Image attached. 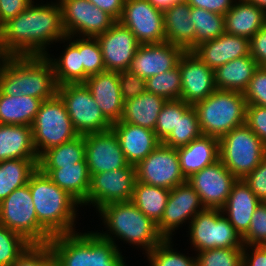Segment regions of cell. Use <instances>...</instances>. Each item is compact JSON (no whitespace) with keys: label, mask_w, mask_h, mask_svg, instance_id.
Segmentation results:
<instances>
[{"label":"cell","mask_w":266,"mask_h":266,"mask_svg":"<svg viewBox=\"0 0 266 266\" xmlns=\"http://www.w3.org/2000/svg\"><path fill=\"white\" fill-rule=\"evenodd\" d=\"M85 160V140L79 135L71 141L52 147L39 157V169H59L62 166H73Z\"/></svg>","instance_id":"37"},{"label":"cell","mask_w":266,"mask_h":266,"mask_svg":"<svg viewBox=\"0 0 266 266\" xmlns=\"http://www.w3.org/2000/svg\"><path fill=\"white\" fill-rule=\"evenodd\" d=\"M154 7L164 11L182 0H148Z\"/></svg>","instance_id":"57"},{"label":"cell","mask_w":266,"mask_h":266,"mask_svg":"<svg viewBox=\"0 0 266 266\" xmlns=\"http://www.w3.org/2000/svg\"><path fill=\"white\" fill-rule=\"evenodd\" d=\"M237 178L219 159L191 175L187 182L199 194L205 209H222Z\"/></svg>","instance_id":"17"},{"label":"cell","mask_w":266,"mask_h":266,"mask_svg":"<svg viewBox=\"0 0 266 266\" xmlns=\"http://www.w3.org/2000/svg\"><path fill=\"white\" fill-rule=\"evenodd\" d=\"M32 132L38 157L48 149L79 136L64 102L57 94L51 99L42 101L32 124Z\"/></svg>","instance_id":"8"},{"label":"cell","mask_w":266,"mask_h":266,"mask_svg":"<svg viewBox=\"0 0 266 266\" xmlns=\"http://www.w3.org/2000/svg\"><path fill=\"white\" fill-rule=\"evenodd\" d=\"M135 173L137 181L169 190L187 182L181 171L177 149L162 142L135 166Z\"/></svg>","instance_id":"12"},{"label":"cell","mask_w":266,"mask_h":266,"mask_svg":"<svg viewBox=\"0 0 266 266\" xmlns=\"http://www.w3.org/2000/svg\"><path fill=\"white\" fill-rule=\"evenodd\" d=\"M185 50L170 42L140 44L128 70L148 79L178 66Z\"/></svg>","instance_id":"21"},{"label":"cell","mask_w":266,"mask_h":266,"mask_svg":"<svg viewBox=\"0 0 266 266\" xmlns=\"http://www.w3.org/2000/svg\"><path fill=\"white\" fill-rule=\"evenodd\" d=\"M111 129L130 165L136 166L161 143L153 130L131 123L118 121L112 124Z\"/></svg>","instance_id":"24"},{"label":"cell","mask_w":266,"mask_h":266,"mask_svg":"<svg viewBox=\"0 0 266 266\" xmlns=\"http://www.w3.org/2000/svg\"><path fill=\"white\" fill-rule=\"evenodd\" d=\"M81 52L84 66V82L94 74L105 72L103 56L96 37L67 36Z\"/></svg>","instance_id":"40"},{"label":"cell","mask_w":266,"mask_h":266,"mask_svg":"<svg viewBox=\"0 0 266 266\" xmlns=\"http://www.w3.org/2000/svg\"><path fill=\"white\" fill-rule=\"evenodd\" d=\"M106 71L121 72L129 69L139 47L135 35L119 21L105 33L96 36Z\"/></svg>","instance_id":"19"},{"label":"cell","mask_w":266,"mask_h":266,"mask_svg":"<svg viewBox=\"0 0 266 266\" xmlns=\"http://www.w3.org/2000/svg\"><path fill=\"white\" fill-rule=\"evenodd\" d=\"M37 1L33 0L24 11L0 26L4 56L47 55L53 47L50 45L67 37L60 3Z\"/></svg>","instance_id":"1"},{"label":"cell","mask_w":266,"mask_h":266,"mask_svg":"<svg viewBox=\"0 0 266 266\" xmlns=\"http://www.w3.org/2000/svg\"><path fill=\"white\" fill-rule=\"evenodd\" d=\"M3 58H4V55L2 54L1 49H0V63H1Z\"/></svg>","instance_id":"59"},{"label":"cell","mask_w":266,"mask_h":266,"mask_svg":"<svg viewBox=\"0 0 266 266\" xmlns=\"http://www.w3.org/2000/svg\"><path fill=\"white\" fill-rule=\"evenodd\" d=\"M146 91L168 100H179L181 71L179 66L146 79Z\"/></svg>","instance_id":"42"},{"label":"cell","mask_w":266,"mask_h":266,"mask_svg":"<svg viewBox=\"0 0 266 266\" xmlns=\"http://www.w3.org/2000/svg\"><path fill=\"white\" fill-rule=\"evenodd\" d=\"M190 19L195 27L194 47L225 33V16L222 14L191 7Z\"/></svg>","instance_id":"38"},{"label":"cell","mask_w":266,"mask_h":266,"mask_svg":"<svg viewBox=\"0 0 266 266\" xmlns=\"http://www.w3.org/2000/svg\"><path fill=\"white\" fill-rule=\"evenodd\" d=\"M48 245L59 266H128L122 251L96 231L56 235Z\"/></svg>","instance_id":"5"},{"label":"cell","mask_w":266,"mask_h":266,"mask_svg":"<svg viewBox=\"0 0 266 266\" xmlns=\"http://www.w3.org/2000/svg\"><path fill=\"white\" fill-rule=\"evenodd\" d=\"M243 266H266V246H243Z\"/></svg>","instance_id":"55"},{"label":"cell","mask_w":266,"mask_h":266,"mask_svg":"<svg viewBox=\"0 0 266 266\" xmlns=\"http://www.w3.org/2000/svg\"><path fill=\"white\" fill-rule=\"evenodd\" d=\"M251 4H255L257 7L263 9L266 12V0H246Z\"/></svg>","instance_id":"58"},{"label":"cell","mask_w":266,"mask_h":266,"mask_svg":"<svg viewBox=\"0 0 266 266\" xmlns=\"http://www.w3.org/2000/svg\"><path fill=\"white\" fill-rule=\"evenodd\" d=\"M204 209L199 194L188 182L177 185L170 190L161 221L157 224L159 233L164 239H174L175 230L184 224L189 225L193 217Z\"/></svg>","instance_id":"16"},{"label":"cell","mask_w":266,"mask_h":266,"mask_svg":"<svg viewBox=\"0 0 266 266\" xmlns=\"http://www.w3.org/2000/svg\"><path fill=\"white\" fill-rule=\"evenodd\" d=\"M201 135L197 111L192 105L183 115H178L176 127L162 143L177 149L188 145Z\"/></svg>","instance_id":"39"},{"label":"cell","mask_w":266,"mask_h":266,"mask_svg":"<svg viewBox=\"0 0 266 266\" xmlns=\"http://www.w3.org/2000/svg\"><path fill=\"white\" fill-rule=\"evenodd\" d=\"M193 107L197 111L202 135L220 139L246 123L247 102L241 92L216 89Z\"/></svg>","instance_id":"6"},{"label":"cell","mask_w":266,"mask_h":266,"mask_svg":"<svg viewBox=\"0 0 266 266\" xmlns=\"http://www.w3.org/2000/svg\"><path fill=\"white\" fill-rule=\"evenodd\" d=\"M190 248L195 253L213 248H243L241 235L220 209H204L188 225ZM189 235V236H188Z\"/></svg>","instance_id":"10"},{"label":"cell","mask_w":266,"mask_h":266,"mask_svg":"<svg viewBox=\"0 0 266 266\" xmlns=\"http://www.w3.org/2000/svg\"><path fill=\"white\" fill-rule=\"evenodd\" d=\"M191 106L180 99L166 101L158 115L154 130L160 142H163L176 127L178 115H183Z\"/></svg>","instance_id":"44"},{"label":"cell","mask_w":266,"mask_h":266,"mask_svg":"<svg viewBox=\"0 0 266 266\" xmlns=\"http://www.w3.org/2000/svg\"><path fill=\"white\" fill-rule=\"evenodd\" d=\"M191 7L225 15L234 5L235 0H186Z\"/></svg>","instance_id":"54"},{"label":"cell","mask_w":266,"mask_h":266,"mask_svg":"<svg viewBox=\"0 0 266 266\" xmlns=\"http://www.w3.org/2000/svg\"><path fill=\"white\" fill-rule=\"evenodd\" d=\"M10 266H59L48 244H32Z\"/></svg>","instance_id":"46"},{"label":"cell","mask_w":266,"mask_h":266,"mask_svg":"<svg viewBox=\"0 0 266 266\" xmlns=\"http://www.w3.org/2000/svg\"><path fill=\"white\" fill-rule=\"evenodd\" d=\"M191 6L186 0L175 3L163 11L166 42L185 51L194 48L195 27L190 19Z\"/></svg>","instance_id":"27"},{"label":"cell","mask_w":266,"mask_h":266,"mask_svg":"<svg viewBox=\"0 0 266 266\" xmlns=\"http://www.w3.org/2000/svg\"><path fill=\"white\" fill-rule=\"evenodd\" d=\"M75 130L79 135L105 132L112 123L103 115L85 83H69L57 87Z\"/></svg>","instance_id":"11"},{"label":"cell","mask_w":266,"mask_h":266,"mask_svg":"<svg viewBox=\"0 0 266 266\" xmlns=\"http://www.w3.org/2000/svg\"><path fill=\"white\" fill-rule=\"evenodd\" d=\"M243 180L261 202H266V155L260 164Z\"/></svg>","instance_id":"51"},{"label":"cell","mask_w":266,"mask_h":266,"mask_svg":"<svg viewBox=\"0 0 266 266\" xmlns=\"http://www.w3.org/2000/svg\"><path fill=\"white\" fill-rule=\"evenodd\" d=\"M170 190L136 180L131 202L156 224L161 221Z\"/></svg>","instance_id":"36"},{"label":"cell","mask_w":266,"mask_h":266,"mask_svg":"<svg viewBox=\"0 0 266 266\" xmlns=\"http://www.w3.org/2000/svg\"><path fill=\"white\" fill-rule=\"evenodd\" d=\"M136 182L135 166L105 171L91 176L89 193L81 204L96 209L107 203L131 201Z\"/></svg>","instance_id":"14"},{"label":"cell","mask_w":266,"mask_h":266,"mask_svg":"<svg viewBox=\"0 0 266 266\" xmlns=\"http://www.w3.org/2000/svg\"><path fill=\"white\" fill-rule=\"evenodd\" d=\"M257 68L251 55L231 60L214 70L215 86L218 90L244 93Z\"/></svg>","instance_id":"30"},{"label":"cell","mask_w":266,"mask_h":266,"mask_svg":"<svg viewBox=\"0 0 266 266\" xmlns=\"http://www.w3.org/2000/svg\"><path fill=\"white\" fill-rule=\"evenodd\" d=\"M0 224L31 244H48L53 237L39 222L29 185L15 189L0 202Z\"/></svg>","instance_id":"9"},{"label":"cell","mask_w":266,"mask_h":266,"mask_svg":"<svg viewBox=\"0 0 266 266\" xmlns=\"http://www.w3.org/2000/svg\"><path fill=\"white\" fill-rule=\"evenodd\" d=\"M39 159H10L0 162V202L15 189L28 184Z\"/></svg>","instance_id":"35"},{"label":"cell","mask_w":266,"mask_h":266,"mask_svg":"<svg viewBox=\"0 0 266 266\" xmlns=\"http://www.w3.org/2000/svg\"><path fill=\"white\" fill-rule=\"evenodd\" d=\"M33 0H0V26L24 11Z\"/></svg>","instance_id":"53"},{"label":"cell","mask_w":266,"mask_h":266,"mask_svg":"<svg viewBox=\"0 0 266 266\" xmlns=\"http://www.w3.org/2000/svg\"><path fill=\"white\" fill-rule=\"evenodd\" d=\"M103 115L113 124L120 121L124 102L119 86V72L105 71L89 76L84 82Z\"/></svg>","instance_id":"23"},{"label":"cell","mask_w":266,"mask_h":266,"mask_svg":"<svg viewBox=\"0 0 266 266\" xmlns=\"http://www.w3.org/2000/svg\"><path fill=\"white\" fill-rule=\"evenodd\" d=\"M247 105L266 107V67H258L244 91Z\"/></svg>","instance_id":"48"},{"label":"cell","mask_w":266,"mask_h":266,"mask_svg":"<svg viewBox=\"0 0 266 266\" xmlns=\"http://www.w3.org/2000/svg\"><path fill=\"white\" fill-rule=\"evenodd\" d=\"M10 159H39L32 126L0 124V162Z\"/></svg>","instance_id":"29"},{"label":"cell","mask_w":266,"mask_h":266,"mask_svg":"<svg viewBox=\"0 0 266 266\" xmlns=\"http://www.w3.org/2000/svg\"><path fill=\"white\" fill-rule=\"evenodd\" d=\"M59 42L60 44L64 43V51L62 50L57 58L50 53L46 55L52 63L57 86L69 83H84V66L81 52L67 37Z\"/></svg>","instance_id":"33"},{"label":"cell","mask_w":266,"mask_h":266,"mask_svg":"<svg viewBox=\"0 0 266 266\" xmlns=\"http://www.w3.org/2000/svg\"><path fill=\"white\" fill-rule=\"evenodd\" d=\"M118 21L135 35L139 44L166 41L163 11L148 0H125Z\"/></svg>","instance_id":"15"},{"label":"cell","mask_w":266,"mask_h":266,"mask_svg":"<svg viewBox=\"0 0 266 266\" xmlns=\"http://www.w3.org/2000/svg\"><path fill=\"white\" fill-rule=\"evenodd\" d=\"M174 247L173 238L164 239L145 256L149 266H196L195 256H187Z\"/></svg>","instance_id":"41"},{"label":"cell","mask_w":266,"mask_h":266,"mask_svg":"<svg viewBox=\"0 0 266 266\" xmlns=\"http://www.w3.org/2000/svg\"><path fill=\"white\" fill-rule=\"evenodd\" d=\"M28 185L38 222L52 236L77 232L75 225L81 204L75 198L59 188L39 168Z\"/></svg>","instance_id":"4"},{"label":"cell","mask_w":266,"mask_h":266,"mask_svg":"<svg viewBox=\"0 0 266 266\" xmlns=\"http://www.w3.org/2000/svg\"><path fill=\"white\" fill-rule=\"evenodd\" d=\"M250 55L258 67H266V24L250 38Z\"/></svg>","instance_id":"52"},{"label":"cell","mask_w":266,"mask_h":266,"mask_svg":"<svg viewBox=\"0 0 266 266\" xmlns=\"http://www.w3.org/2000/svg\"><path fill=\"white\" fill-rule=\"evenodd\" d=\"M266 146V107L247 105L245 123Z\"/></svg>","instance_id":"50"},{"label":"cell","mask_w":266,"mask_h":266,"mask_svg":"<svg viewBox=\"0 0 266 266\" xmlns=\"http://www.w3.org/2000/svg\"><path fill=\"white\" fill-rule=\"evenodd\" d=\"M106 231L96 232L114 243L118 241L143 250L144 256L164 240L157 224L141 212L131 201L107 203L97 210ZM117 238V239H116ZM118 240V241H117ZM117 241V242H116Z\"/></svg>","instance_id":"2"},{"label":"cell","mask_w":266,"mask_h":266,"mask_svg":"<svg viewBox=\"0 0 266 266\" xmlns=\"http://www.w3.org/2000/svg\"><path fill=\"white\" fill-rule=\"evenodd\" d=\"M42 99L22 95H5L0 92V124L32 126Z\"/></svg>","instance_id":"34"},{"label":"cell","mask_w":266,"mask_h":266,"mask_svg":"<svg viewBox=\"0 0 266 266\" xmlns=\"http://www.w3.org/2000/svg\"><path fill=\"white\" fill-rule=\"evenodd\" d=\"M196 266H243V248H213L195 255Z\"/></svg>","instance_id":"45"},{"label":"cell","mask_w":266,"mask_h":266,"mask_svg":"<svg viewBox=\"0 0 266 266\" xmlns=\"http://www.w3.org/2000/svg\"><path fill=\"white\" fill-rule=\"evenodd\" d=\"M166 99L145 91L138 97L124 102L121 122L155 130L156 122Z\"/></svg>","instance_id":"32"},{"label":"cell","mask_w":266,"mask_h":266,"mask_svg":"<svg viewBox=\"0 0 266 266\" xmlns=\"http://www.w3.org/2000/svg\"><path fill=\"white\" fill-rule=\"evenodd\" d=\"M119 86L122 100L126 102L146 91V80L127 69L119 72Z\"/></svg>","instance_id":"49"},{"label":"cell","mask_w":266,"mask_h":266,"mask_svg":"<svg viewBox=\"0 0 266 266\" xmlns=\"http://www.w3.org/2000/svg\"><path fill=\"white\" fill-rule=\"evenodd\" d=\"M181 171L186 179L219 160V139L201 135L188 145L177 148Z\"/></svg>","instance_id":"26"},{"label":"cell","mask_w":266,"mask_h":266,"mask_svg":"<svg viewBox=\"0 0 266 266\" xmlns=\"http://www.w3.org/2000/svg\"><path fill=\"white\" fill-rule=\"evenodd\" d=\"M84 140L85 160L90 176L129 165L118 137L112 129L84 135Z\"/></svg>","instance_id":"18"},{"label":"cell","mask_w":266,"mask_h":266,"mask_svg":"<svg viewBox=\"0 0 266 266\" xmlns=\"http://www.w3.org/2000/svg\"><path fill=\"white\" fill-rule=\"evenodd\" d=\"M219 159L237 178L250 174L266 155L263 141L246 125L238 126L219 139Z\"/></svg>","instance_id":"7"},{"label":"cell","mask_w":266,"mask_h":266,"mask_svg":"<svg viewBox=\"0 0 266 266\" xmlns=\"http://www.w3.org/2000/svg\"><path fill=\"white\" fill-rule=\"evenodd\" d=\"M191 51L215 70L231 60L250 55V39L223 33L213 40L198 44Z\"/></svg>","instance_id":"22"},{"label":"cell","mask_w":266,"mask_h":266,"mask_svg":"<svg viewBox=\"0 0 266 266\" xmlns=\"http://www.w3.org/2000/svg\"><path fill=\"white\" fill-rule=\"evenodd\" d=\"M178 66L181 71L180 100L194 105L217 89L214 70L202 62L192 51L184 52Z\"/></svg>","instance_id":"20"},{"label":"cell","mask_w":266,"mask_h":266,"mask_svg":"<svg viewBox=\"0 0 266 266\" xmlns=\"http://www.w3.org/2000/svg\"><path fill=\"white\" fill-rule=\"evenodd\" d=\"M40 170L80 204L86 200L91 183V176L86 162H77L73 166H62L59 169Z\"/></svg>","instance_id":"31"},{"label":"cell","mask_w":266,"mask_h":266,"mask_svg":"<svg viewBox=\"0 0 266 266\" xmlns=\"http://www.w3.org/2000/svg\"><path fill=\"white\" fill-rule=\"evenodd\" d=\"M51 61L46 55L4 56L0 63V92L42 100L57 94Z\"/></svg>","instance_id":"3"},{"label":"cell","mask_w":266,"mask_h":266,"mask_svg":"<svg viewBox=\"0 0 266 266\" xmlns=\"http://www.w3.org/2000/svg\"><path fill=\"white\" fill-rule=\"evenodd\" d=\"M31 245L22 235L0 224V266H10Z\"/></svg>","instance_id":"43"},{"label":"cell","mask_w":266,"mask_h":266,"mask_svg":"<svg viewBox=\"0 0 266 266\" xmlns=\"http://www.w3.org/2000/svg\"><path fill=\"white\" fill-rule=\"evenodd\" d=\"M67 36L96 37L109 30L117 20L88 0H57Z\"/></svg>","instance_id":"13"},{"label":"cell","mask_w":266,"mask_h":266,"mask_svg":"<svg viewBox=\"0 0 266 266\" xmlns=\"http://www.w3.org/2000/svg\"><path fill=\"white\" fill-rule=\"evenodd\" d=\"M102 11L107 12L117 21L121 18L125 0H88Z\"/></svg>","instance_id":"56"},{"label":"cell","mask_w":266,"mask_h":266,"mask_svg":"<svg viewBox=\"0 0 266 266\" xmlns=\"http://www.w3.org/2000/svg\"><path fill=\"white\" fill-rule=\"evenodd\" d=\"M224 16L225 33L248 39L266 24V12L246 0H235Z\"/></svg>","instance_id":"28"},{"label":"cell","mask_w":266,"mask_h":266,"mask_svg":"<svg viewBox=\"0 0 266 266\" xmlns=\"http://www.w3.org/2000/svg\"><path fill=\"white\" fill-rule=\"evenodd\" d=\"M261 201L243 179H237L221 209L241 237L248 231L252 215Z\"/></svg>","instance_id":"25"},{"label":"cell","mask_w":266,"mask_h":266,"mask_svg":"<svg viewBox=\"0 0 266 266\" xmlns=\"http://www.w3.org/2000/svg\"><path fill=\"white\" fill-rule=\"evenodd\" d=\"M242 240L244 245L266 246V202H260L256 207Z\"/></svg>","instance_id":"47"}]
</instances>
